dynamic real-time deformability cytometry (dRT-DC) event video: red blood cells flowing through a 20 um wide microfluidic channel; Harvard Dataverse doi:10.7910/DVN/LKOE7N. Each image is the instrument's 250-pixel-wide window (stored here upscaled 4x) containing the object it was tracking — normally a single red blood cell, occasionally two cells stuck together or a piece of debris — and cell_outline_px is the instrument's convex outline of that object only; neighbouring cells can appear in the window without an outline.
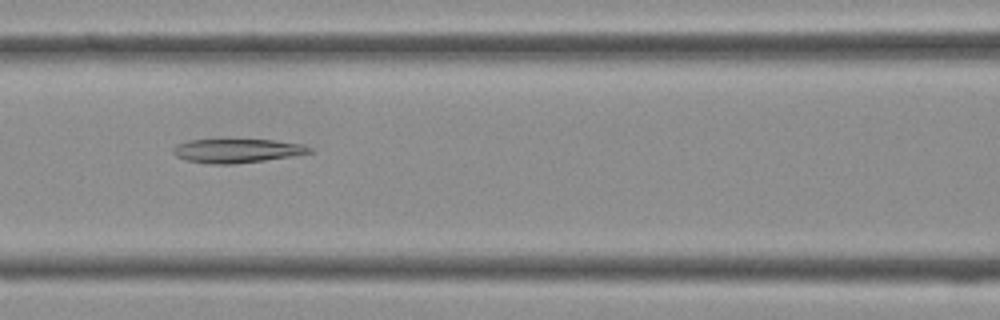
{"species": "Egyptian fruit bat (a non-hibernating species)", "species_latin": "Rousettus aegyptiacus", "temperature_condition": "cold", "stored_images_in_passage": 39, "camera_frame_rate_fps": 3000, "um_per_image_px": 0.085, "frame": {"image": 1, "passage_image": 17, "time_ms": 5.333, "image_size_px": [1000, 320], "cell_outline_px": [[312, 152], [292, 156], [264, 160], [232, 164], [208, 164], [184, 160], [176, 156], [172, 152], [172, 148], [176, 144], [188, 140], [272, 140], [304, 144], [312, 148]], "centroid_in_image_um": [20.11, 12.82], "position_along_channel_um": 146.5, "area_um2": 19.02}}
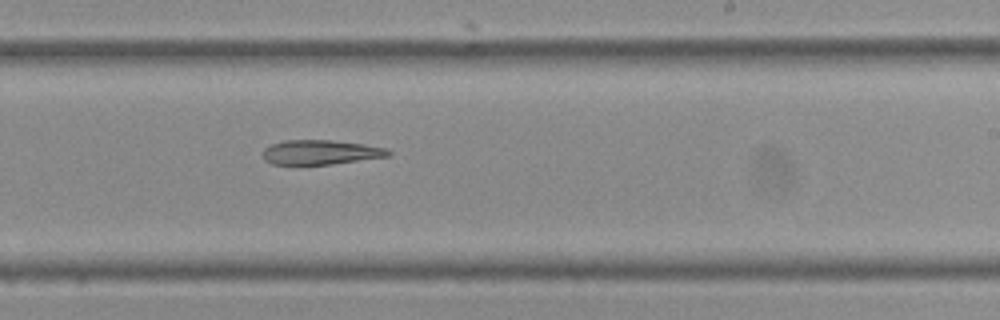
{"frame": {"image": 2, "passage_image": 24, "time_ms": 7.667, "image_size_px": [1000, 320], "cell_outline_px": [[392, 152], [388, 156], [328, 164], [272, 164], [264, 160], [264, 148], [272, 144], [284, 140], [332, 140], [364, 144], [384, 148]], "centroid_in_image_um": [27.22, 12.93], "position_along_channel_um": 261.8, "area_um2": 17.63}}
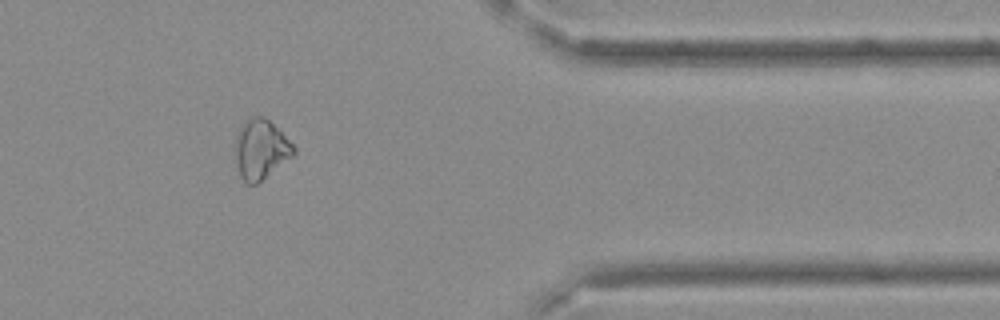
{"frame": {"image": 3, "passage_image": 33, "time_ms": 10.667, "image_size_px": [1000, 320], "cell_outline_px": [[296, 152], [292, 156], [256, 184], [244, 184], [240, 176], [232, 148], [236, 136], [240, 128], [248, 116], [264, 116], [296, 148]], "centroid_in_image_um": [22.1, 12.7], "position_along_channel_um": 389.3, "area_um2": 20.29}}